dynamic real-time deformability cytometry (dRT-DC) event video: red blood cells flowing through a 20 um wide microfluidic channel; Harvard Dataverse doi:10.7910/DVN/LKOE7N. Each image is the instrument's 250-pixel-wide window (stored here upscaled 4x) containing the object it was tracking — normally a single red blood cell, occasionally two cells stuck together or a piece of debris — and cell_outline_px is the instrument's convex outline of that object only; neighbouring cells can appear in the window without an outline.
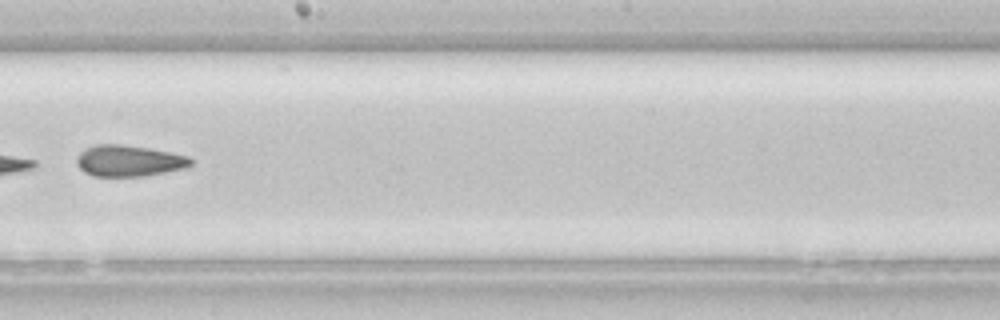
{"species": "common noctule bat (a hibernating species)", "species_latin": "Nyctalus noctula", "temperature_condition": "room temperature", "stored_images_in_passage": 42, "camera_frame_rate_fps": 3000, "um_per_image_px": 0.085, "animal": {"sex": "female", "body_mass_g": 22.7, "forearm_length_mm": 54.2}, "frame": {"image": 1, "passage_image": 24, "time_ms": 7.667, "image_size_px": [1000, 320], "cell_outline_px": [[192, 164], [188, 168], [144, 176], [92, 176], [84, 172], [76, 164], [76, 156], [84, 148], [96, 144], [120, 144], [148, 148], [188, 156], [192, 160]], "centroid_in_image_um": [10.93, 13.67], "position_along_channel_um": 237.3, "area_um2": 20.92}}